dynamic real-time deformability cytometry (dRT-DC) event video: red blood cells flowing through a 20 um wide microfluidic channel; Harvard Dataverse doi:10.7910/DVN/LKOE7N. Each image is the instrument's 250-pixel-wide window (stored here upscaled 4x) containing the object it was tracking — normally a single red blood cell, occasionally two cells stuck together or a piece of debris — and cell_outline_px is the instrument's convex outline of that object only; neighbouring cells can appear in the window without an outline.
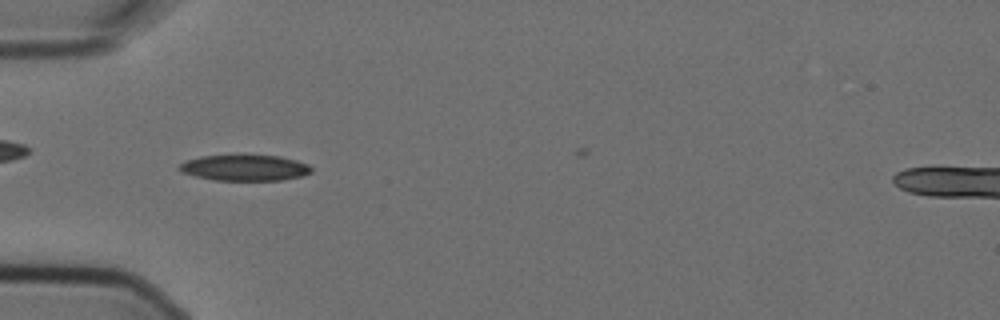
{"species": "Egyptian fruit bat (a non-hibernating species)", "species_latin": "Rousettus aegyptiacus", "temperature_condition": "cold", "stored_images_in_passage": 6, "camera_frame_rate_fps": 3000, "um_per_image_px": 0.085, "animal": {"sex": "female"}, "frame": {"image": 1, "passage_image": 5, "time_ms": 1.333, "image_size_px": [1000, 320], "cell_outline_px": [[312, 172], [304, 176], [280, 180], [216, 180], [196, 176], [184, 172], [176, 168], [184, 160], [204, 156], [280, 156], [296, 160], [308, 164], [312, 168]], "centroid_in_image_um": [20.84, 14.27], "position_along_channel_um": 64.2, "area_um2": 19.71}}
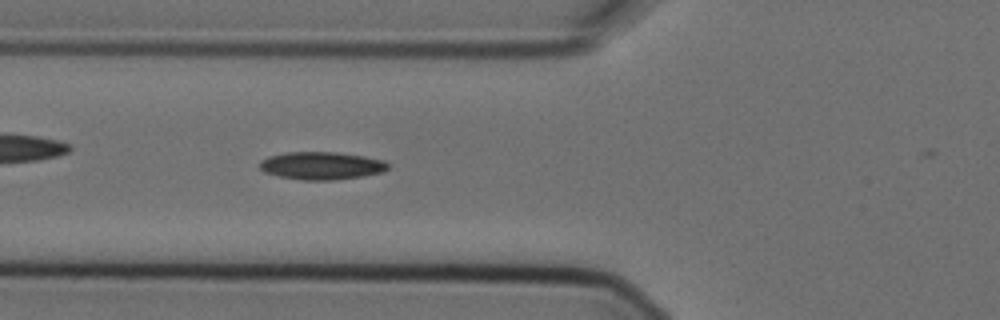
{"frame": {"image": 2, "passage_image": 6, "time_ms": 1.667, "image_size_px": [1000, 320], "cell_outline_px": [[388, 168], [380, 172], [360, 176], [336, 180], [304, 180], [280, 176], [264, 172], [260, 168], [260, 160], [268, 156], [288, 152], [336, 152], [364, 156], [384, 160], [388, 164]], "centroid_in_image_um": [27.3, 14.07], "position_along_channel_um": 98.5, "area_um2": 20.58}}